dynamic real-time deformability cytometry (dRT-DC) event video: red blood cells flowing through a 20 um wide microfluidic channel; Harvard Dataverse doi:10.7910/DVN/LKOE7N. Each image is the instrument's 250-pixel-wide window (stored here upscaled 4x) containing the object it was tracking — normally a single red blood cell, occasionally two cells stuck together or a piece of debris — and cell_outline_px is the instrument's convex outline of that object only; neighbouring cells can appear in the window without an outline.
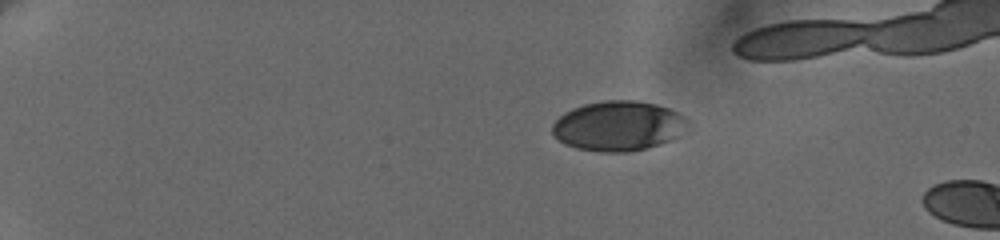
{"species": "human", "species_latin": "Homo sapiens", "temperature_condition": "cold", "stored_images_in_passage": 3, "camera_frame_rate_fps": 3000, "um_per_image_px": 0.085, "donor": {"sex": "female"}, "frame": {"image": 1, "passage_image": 1, "time_ms": 0.0, "image_size_px": [1000, 240], "cell_outline_px": [[680, 116], [668, 140], [644, 148], [628, 152], [600, 152], [576, 148], [564, 144], [552, 132], [552, 124], [564, 112], [572, 108], [584, 104], [604, 100], [636, 100], [656, 104], [668, 108], [676, 112]], "centroid_in_image_um": [52.31, 10.69], "position_along_channel_um": 32.7, "area_um2": 37.57}}